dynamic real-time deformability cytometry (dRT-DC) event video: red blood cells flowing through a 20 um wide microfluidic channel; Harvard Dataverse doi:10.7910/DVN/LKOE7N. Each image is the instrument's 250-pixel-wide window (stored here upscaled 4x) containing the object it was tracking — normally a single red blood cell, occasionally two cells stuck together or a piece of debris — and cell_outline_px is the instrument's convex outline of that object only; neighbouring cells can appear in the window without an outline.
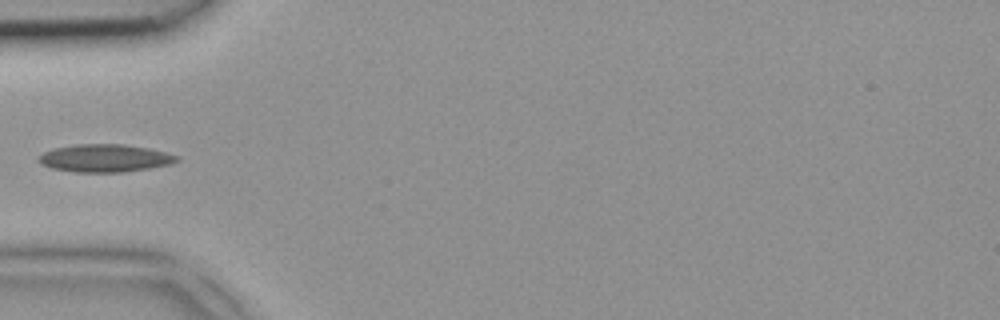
{"species": "common noctule bat (a hibernating species)", "species_latin": "Nyctalus noctula", "temperature_condition": "room temperature", "stored_images_in_passage": 4, "camera_frame_rate_fps": 3000, "um_per_image_px": 0.085, "animal": {"sex": "female", "body_mass_g": 18.4}, "frame": {"image": 1, "passage_image": 4, "time_ms": 1.0, "image_size_px": [1000, 320], "cell_outline_px": [[180, 160], [172, 164], [124, 172], [76, 172], [52, 168], [40, 164], [36, 160], [44, 152], [52, 148], [76, 144], [124, 144], [148, 148], [180, 156]], "centroid_in_image_um": [8.91, 13.44], "position_along_channel_um": 76.1, "area_um2": 22.43}}